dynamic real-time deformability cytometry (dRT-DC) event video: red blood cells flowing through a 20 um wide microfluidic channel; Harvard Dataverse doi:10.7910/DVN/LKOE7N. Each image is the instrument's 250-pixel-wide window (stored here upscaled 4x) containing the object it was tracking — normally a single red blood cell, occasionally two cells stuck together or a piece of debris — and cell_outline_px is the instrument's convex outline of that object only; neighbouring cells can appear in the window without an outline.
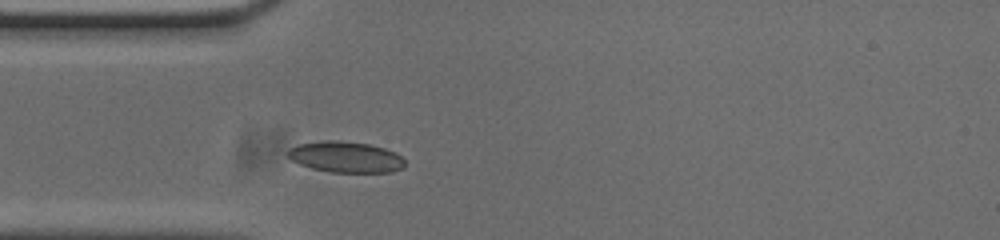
{"species": "common noctule bat (a hibernating species)", "species_latin": "Nyctalus noctula", "temperature_condition": "cold", "stored_images_in_passage": 36, "camera_frame_rate_fps": 3000, "um_per_image_px": 0.085, "animal": {"sex": "male", "body_mass_g": 20.0, "forearm_length_mm": 53.3}, "frame": {"image": 1, "passage_image": 1, "time_ms": 0.0, "image_size_px": [1000, 240], "cell_outline_px": [[404, 168], [392, 172], [332, 172], [312, 168], [300, 164], [292, 160], [288, 156], [288, 148], [296, 144], [324, 140], [336, 140], [368, 144], [384, 148], [396, 152], [404, 160]], "centroid_in_image_um": [29.38, 13.34], "position_along_channel_um": 55.6, "area_um2": 21.15}}
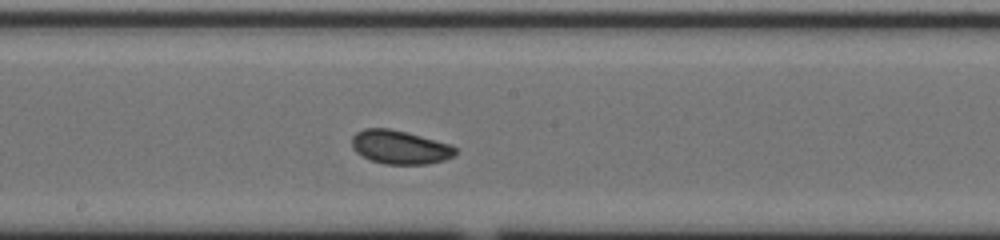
{"frame": {"image": 2, "passage_image": 14, "time_ms": 4.333, "image_size_px": [1000, 240], "cell_outline_px": [[456, 152], [452, 156], [444, 160], [428, 164], [384, 164], [368, 160], [356, 152], [352, 148], [352, 136], [356, 132], [364, 128], [388, 128], [420, 136], [448, 144], [456, 148]], "centroid_in_image_um": [33.93, 12.52], "position_along_channel_um": 214.3, "area_um2": 20.17}}
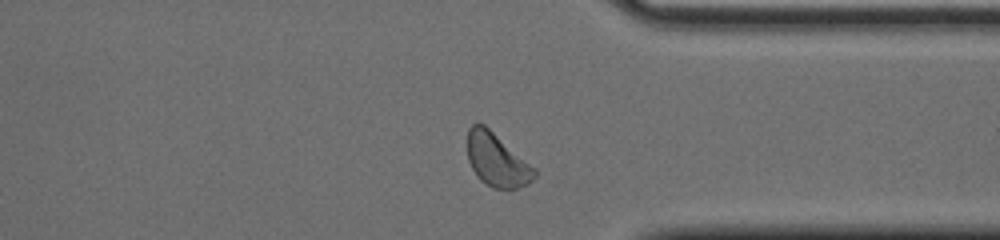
{"frame": {"image": 3, "passage_image": 27, "time_ms": 8.667, "image_size_px": [1000, 240], "cell_outline_px": [[536, 176], [528, 184], [516, 188], [492, 188], [480, 180], [472, 168], [468, 160], [468, 128], [472, 124], [484, 124], [536, 168]], "centroid_in_image_um": [42.24, 13.6], "position_along_channel_um": 369.2, "area_um2": 20.63}, "authors_computed_cell_mechanics": {"area_um2": 20.23, "velocity_mm_per_s": 3.7004, "shape_relaxation_time_tau1_ms": 2.5611, "shape_relaxation_time_tau2_ms": 5.1745, "deformation_change_tau1": 0.0809, "deformation_change_tau2": 0.078}}